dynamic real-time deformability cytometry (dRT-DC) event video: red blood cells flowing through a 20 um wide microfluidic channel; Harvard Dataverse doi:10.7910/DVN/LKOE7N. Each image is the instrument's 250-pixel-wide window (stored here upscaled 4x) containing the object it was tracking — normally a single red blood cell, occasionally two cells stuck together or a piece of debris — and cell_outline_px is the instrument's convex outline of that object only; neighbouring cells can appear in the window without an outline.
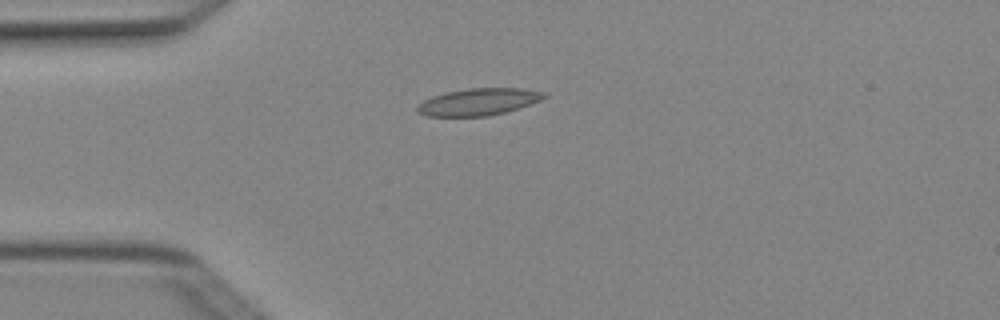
{"species": "Egyptian fruit bat (a non-hibernating species)", "species_latin": "Rousettus aegyptiacus", "temperature_condition": "cold", "stored_images_in_passage": 3, "camera_frame_rate_fps": 3000, "um_per_image_px": 0.085, "animal": {"sex": "female"}, "frame": {"image": 1, "passage_image": 3, "time_ms": 0.667, "image_size_px": [1000, 320], "cell_outline_px": [[548, 96], [540, 100], [504, 112], [488, 116], [424, 116], [416, 112], [416, 108], [424, 100], [432, 96], [444, 92], [468, 88], [524, 88], [544, 92]], "centroid_in_image_um": [40.63, 8.65], "position_along_channel_um": 44.4, "area_um2": 19.88}}